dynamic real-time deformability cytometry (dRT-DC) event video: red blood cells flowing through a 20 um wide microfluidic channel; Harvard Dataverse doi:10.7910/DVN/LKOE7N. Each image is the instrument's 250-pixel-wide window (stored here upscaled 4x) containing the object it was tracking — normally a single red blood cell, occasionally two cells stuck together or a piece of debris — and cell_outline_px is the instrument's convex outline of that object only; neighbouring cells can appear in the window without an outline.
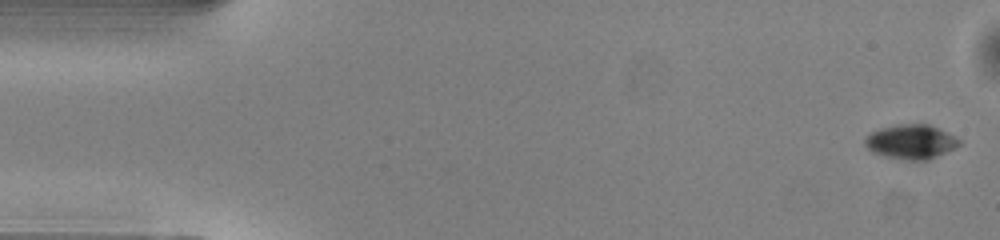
{"species": "common noctule bat (a hibernating species)", "species_latin": "Nyctalus noctula", "temperature_condition": "warm", "stored_images_in_passage": 50, "camera_frame_rate_fps": 3000, "um_per_image_px": 0.085, "animal": {"sex": "male", "body_mass_g": 13.0, "forearm_length_mm": 53.1}, "frame": {"image": 1, "passage_image": 1, "time_ms": 0.0, "image_size_px": [1000, 240], "cell_outline_px": [[960, 144], [928, 160], [908, 160], [884, 156], [872, 152], [864, 144], [864, 136], [880, 128], [896, 124], [928, 124], [940, 128], [960, 140]], "centroid_in_image_um": [77.38, 12.03], "position_along_channel_um": 7.6, "area_um2": 18.79}}
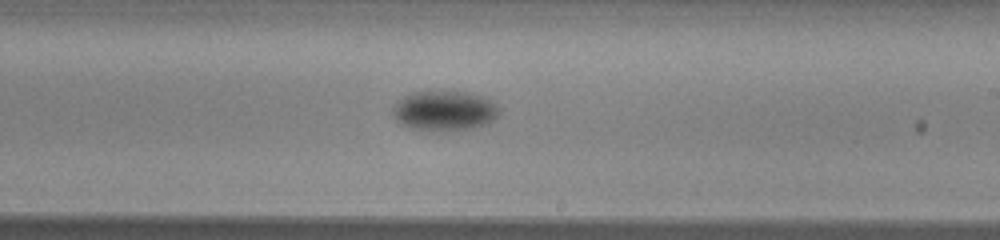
{"frame": {"image": 2, "passage_image": 29, "time_ms": 9.333, "image_size_px": [1000, 240], "cell_outline_px": [[500, 112], [488, 124], [472, 128], [412, 128], [396, 120], [392, 112], [392, 108], [408, 92], [468, 92], [484, 96], [496, 104], [500, 108]], "centroid_in_image_um": [37.81, 9.36], "position_along_channel_um": 251.2, "area_um2": 23.93}}
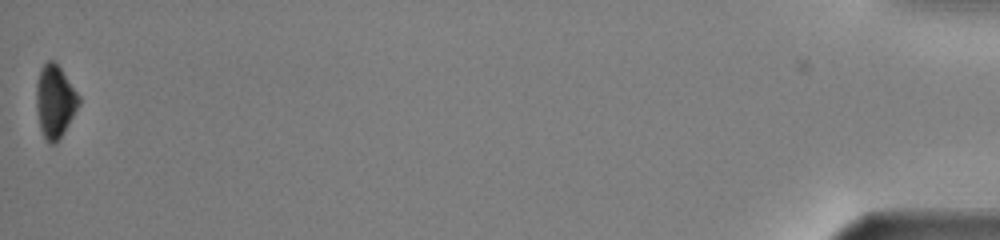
{"frame": {"image": 3, "passage_image": 50, "time_ms": 16.333, "image_size_px": [1000, 240], "cell_outline_px": [[80, 104], [64, 132], [56, 144], [48, 144], [44, 140], [40, 128], [36, 108], [36, 84], [40, 68], [48, 60], [52, 60], [60, 68], [80, 96]], "centroid_in_image_um": [4.66, 8.65], "position_along_channel_um": 430.5, "area_um2": 18.15}, "authors_computed_cell_mechanics": {"area_um2": 21.5594, "velocity_mm_per_s": 4.073, "shape_relaxation_time_tau1_ms": 1.9052, "shape_relaxation_time_tau2_ms": null, "deformation_change_tau1": 0.0637, "deformation_change_tau2": null}}